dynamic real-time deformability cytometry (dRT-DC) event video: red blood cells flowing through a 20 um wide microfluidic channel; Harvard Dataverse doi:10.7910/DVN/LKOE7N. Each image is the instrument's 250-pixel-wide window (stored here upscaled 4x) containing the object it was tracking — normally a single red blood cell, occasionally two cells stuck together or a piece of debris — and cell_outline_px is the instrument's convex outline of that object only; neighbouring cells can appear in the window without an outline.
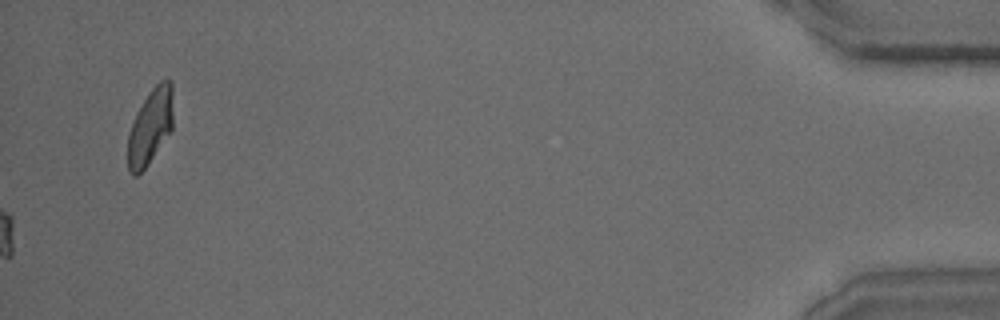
{"species": "common noctule bat (a hibernating species)", "species_latin": "Nyctalus noctula", "temperature_condition": "warm", "stored_images_in_passage": 40, "camera_frame_rate_fps": 3000, "um_per_image_px": 0.085, "animal": {"sex": "male", "body_mass_g": 15.6}, "frame": {"image": 1, "passage_image": 40, "time_ms": 13.0, "image_size_px": [1000, 320], "cell_outline_px": [[172, 132], [148, 164], [136, 176], [132, 176], [128, 168], [128, 136], [136, 112], [148, 92], [160, 80], [172, 80]], "centroid_in_image_um": [12.79, 10.76], "position_along_channel_um": 422.4, "area_um2": 20.06}}